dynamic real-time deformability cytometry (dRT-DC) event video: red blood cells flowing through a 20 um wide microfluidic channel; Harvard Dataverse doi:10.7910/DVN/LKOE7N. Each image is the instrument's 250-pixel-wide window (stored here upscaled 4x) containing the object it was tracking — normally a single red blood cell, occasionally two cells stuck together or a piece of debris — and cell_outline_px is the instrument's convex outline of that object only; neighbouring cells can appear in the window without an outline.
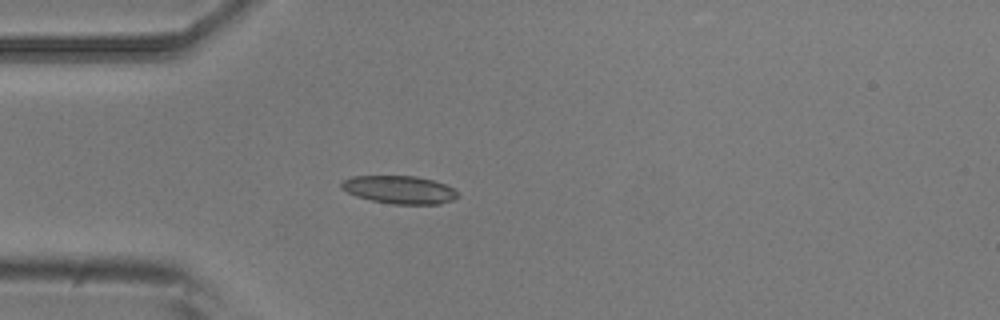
{"species": "common noctule bat (a hibernating species)", "species_latin": "Nyctalus noctula", "temperature_condition": "room temperature", "stored_images_in_passage": 2, "camera_frame_rate_fps": 3000, "um_per_image_px": 0.085, "animal": {"sex": "male", "body_mass_g": 20.5, "forearm_length_mm": 52.5}, "frame": {"image": 1, "passage_image": 2, "time_ms": 0.333, "image_size_px": [1000, 320], "cell_outline_px": [[460, 196], [452, 200], [440, 204], [392, 204], [372, 200], [356, 196], [340, 188], [340, 184], [344, 180], [352, 176], [416, 176], [432, 180], [456, 188], [460, 192]], "centroid_in_image_um": [34.0, 16.13], "position_along_channel_um": 51.0, "area_um2": 19.07}}